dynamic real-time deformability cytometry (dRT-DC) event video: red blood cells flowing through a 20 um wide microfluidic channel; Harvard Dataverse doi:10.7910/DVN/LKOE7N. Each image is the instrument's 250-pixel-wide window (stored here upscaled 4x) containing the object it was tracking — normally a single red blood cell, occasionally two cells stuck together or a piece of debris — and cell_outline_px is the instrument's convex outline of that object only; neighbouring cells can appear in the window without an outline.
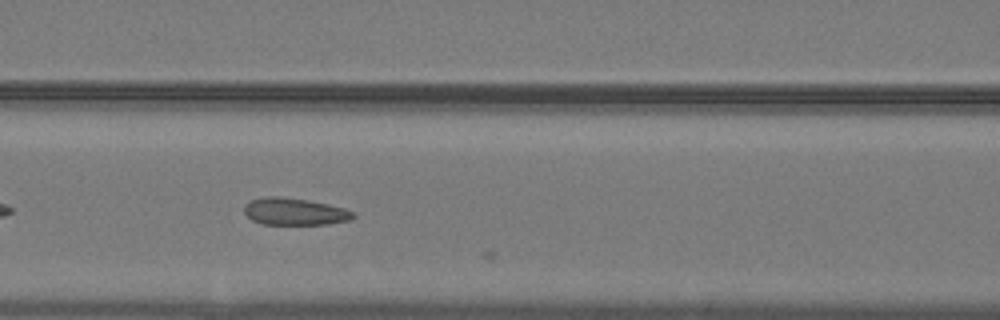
{"species": "common noctule bat (a hibernating species)", "species_latin": "Nyctalus noctula", "temperature_condition": "warm", "stored_images_in_passage": 9, "camera_frame_rate_fps": 3000, "um_per_image_px": 0.085, "animal": {"sex": "male", "body_mass_g": 19.2, "forearm_length_mm": 51.8}, "frame": {"image": 1, "passage_image": 8, "time_ms": 2.333, "image_size_px": [1000, 320], "cell_outline_px": [[356, 216], [352, 220], [328, 224], [264, 224], [252, 220], [244, 212], [244, 204], [252, 200], [264, 196], [280, 196], [308, 200], [328, 204], [344, 208], [352, 212]], "centroid_in_image_um": [25.04, 17.98], "position_along_channel_um": 141.6, "area_um2": 17.22}}